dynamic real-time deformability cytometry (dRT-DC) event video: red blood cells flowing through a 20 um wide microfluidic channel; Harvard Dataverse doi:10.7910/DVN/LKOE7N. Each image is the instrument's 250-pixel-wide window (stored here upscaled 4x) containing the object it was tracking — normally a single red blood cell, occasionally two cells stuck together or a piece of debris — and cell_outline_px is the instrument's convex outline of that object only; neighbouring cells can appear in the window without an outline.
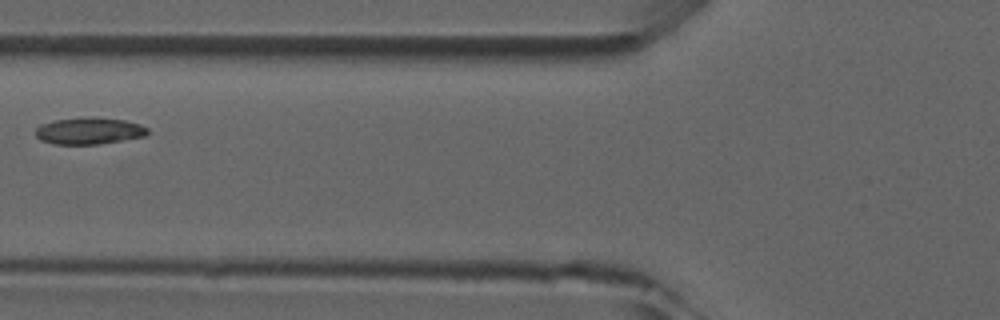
{"species": "common noctule bat (a hibernating species)", "species_latin": "Nyctalus noctula", "temperature_condition": "room temperature", "stored_images_in_passage": 5, "camera_frame_rate_fps": 3000, "um_per_image_px": 0.085, "animal": {"sex": "male", "forearm_length_mm": 52.5}, "frame": {"image": 1, "passage_image": 4, "time_ms": 3.333, "image_size_px": [1000, 320], "cell_outline_px": [[148, 132], [144, 136], [96, 144], [52, 144], [40, 140], [36, 136], [36, 128], [40, 124], [56, 120], [88, 116], [96, 116], [124, 120], [140, 124], [148, 128]], "centroid_in_image_um": [7.54, 11.11], "position_along_channel_um": 118.3, "area_um2": 17.51}}
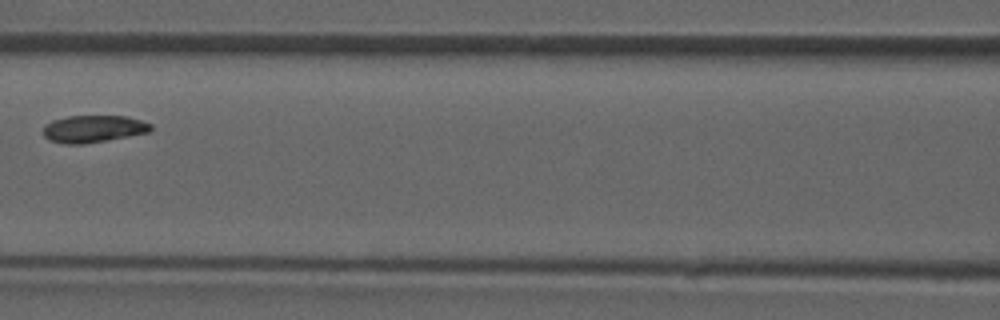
{"frame": {"image": 2, "passage_image": 5, "time_ms": 4.333, "image_size_px": [1000, 320], "cell_outline_px": [[152, 128], [148, 132], [128, 136], [84, 144], [64, 144], [48, 140], [44, 136], [44, 124], [52, 120], [68, 116], [128, 116], [152, 124]], "centroid_in_image_um": [7.91, 10.95], "position_along_channel_um": 158.7, "area_um2": 17.05}}